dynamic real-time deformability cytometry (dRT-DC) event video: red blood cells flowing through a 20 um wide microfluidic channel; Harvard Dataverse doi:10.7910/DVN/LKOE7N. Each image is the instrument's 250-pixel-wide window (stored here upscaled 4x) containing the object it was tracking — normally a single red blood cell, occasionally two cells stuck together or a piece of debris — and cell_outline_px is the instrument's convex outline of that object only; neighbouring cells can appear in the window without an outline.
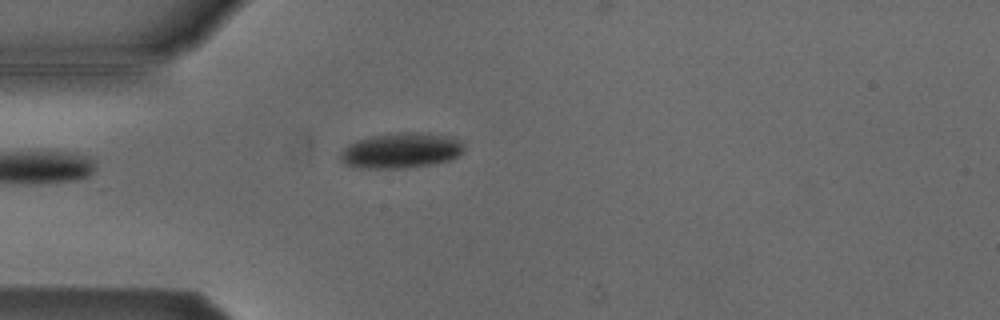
{"species": "Egyptian fruit bat (a non-hibernating species)", "species_latin": "Rousettus aegyptiacus", "temperature_condition": "cold", "stored_images_in_passage": 4, "camera_frame_rate_fps": 3000, "um_per_image_px": 0.085, "animal": {"sex": "male"}, "frame": {"image": 1, "passage_image": 4, "time_ms": 1.0, "image_size_px": [1000, 320], "cell_outline_px": [[464, 148], [456, 156], [448, 160], [428, 164], [404, 168], [360, 168], [344, 164], [340, 160], [340, 152], [348, 144], [356, 140], [372, 136], [396, 132], [428, 132], [452, 136], [460, 140], [464, 144]], "centroid_in_image_um": [34.06, 12.77], "position_along_channel_um": 50.9, "area_um2": 25.61}}